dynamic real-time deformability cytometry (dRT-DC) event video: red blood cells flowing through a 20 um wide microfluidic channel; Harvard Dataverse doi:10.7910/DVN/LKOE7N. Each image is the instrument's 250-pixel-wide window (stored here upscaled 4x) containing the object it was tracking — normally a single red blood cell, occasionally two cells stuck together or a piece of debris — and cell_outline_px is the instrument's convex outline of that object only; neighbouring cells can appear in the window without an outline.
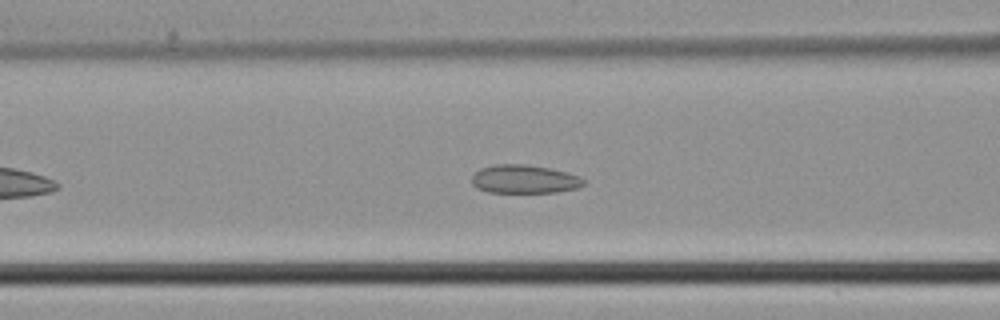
{"species": "common noctule bat (a hibernating species)", "species_latin": "Nyctalus noctula", "temperature_condition": "cold", "stored_images_in_passage": 28, "camera_frame_rate_fps": 3000, "um_per_image_px": 0.085, "animal": {"sex": "male", "body_mass_g": 21.5, "forearm_length_mm": 52.0}, "frame": {"image": 1, "passage_image": 5, "time_ms": 1.333, "image_size_px": [1000, 320], "cell_outline_px": [[584, 184], [576, 188], [556, 192], [488, 192], [476, 188], [472, 184], [472, 176], [480, 168], [492, 164], [524, 164], [548, 168], [580, 176], [584, 180]], "centroid_in_image_um": [44.52, 15.22], "position_along_channel_um": 122.1, "area_um2": 18.44}}
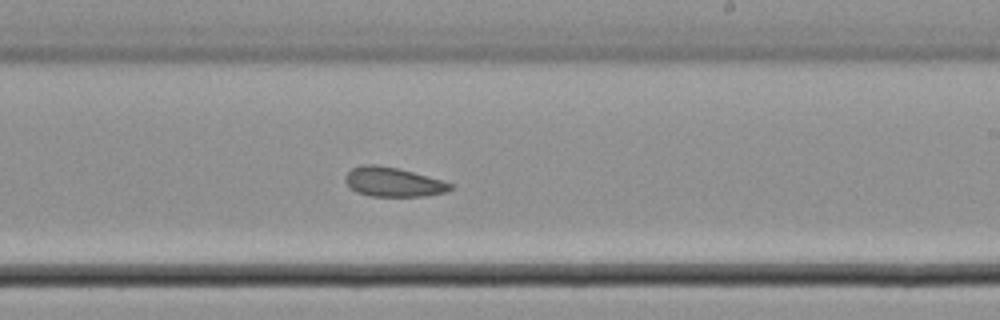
{"frame": {"image": 2, "passage_image": 14, "time_ms": 4.333, "image_size_px": [1000, 320], "cell_outline_px": [[452, 188], [448, 192], [424, 196], [368, 196], [356, 192], [344, 180], [344, 176], [352, 168], [364, 164], [376, 164], [396, 168], [412, 172], [440, 180], [452, 184]], "centroid_in_image_um": [33.39, 15.48], "position_along_channel_um": 255.6, "area_um2": 17.8}}
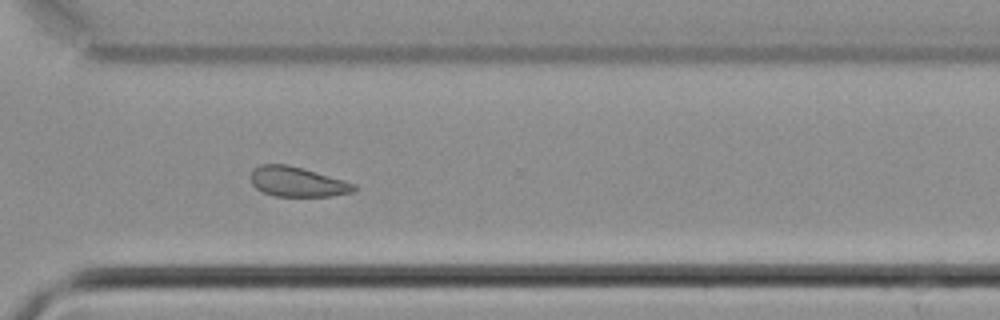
{"frame": {"image": 3, "passage_image": 20, "time_ms": 6.333, "image_size_px": [1000, 320], "cell_outline_px": [[356, 188], [352, 192], [328, 196], [272, 196], [256, 188], [252, 184], [248, 176], [252, 168], [260, 164], [288, 164], [304, 168], [344, 180], [356, 184]], "centroid_in_image_um": [25.21, 15.43], "position_along_channel_um": 345.4, "area_um2": 18.21}}